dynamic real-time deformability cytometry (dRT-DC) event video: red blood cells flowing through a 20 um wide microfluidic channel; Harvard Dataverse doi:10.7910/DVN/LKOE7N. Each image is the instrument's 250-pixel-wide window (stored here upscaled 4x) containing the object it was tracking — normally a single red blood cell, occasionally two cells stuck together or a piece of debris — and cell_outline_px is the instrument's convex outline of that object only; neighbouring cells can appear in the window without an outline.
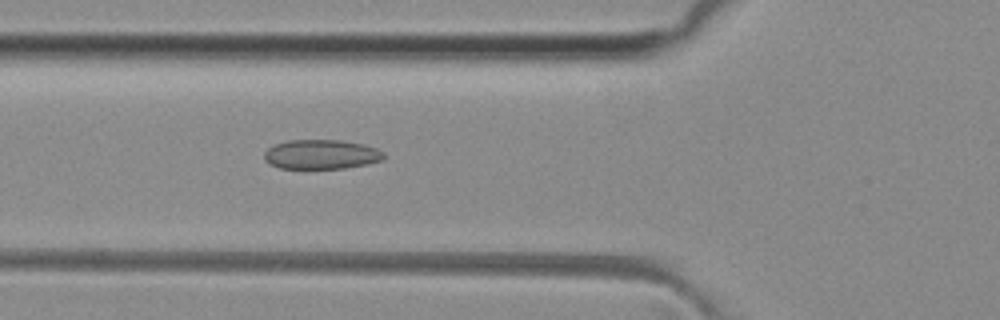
{"species": "common noctule bat (a hibernating species)", "species_latin": "Nyctalus noctula", "temperature_condition": "room temperature", "stored_images_in_passage": 36, "camera_frame_rate_fps": 3000, "um_per_image_px": 0.085, "animal": {"sex": "female", "body_mass_g": 29.2, "forearm_length_mm": 56.3}, "frame": {"image": 1, "passage_image": 11, "time_ms": 3.333, "image_size_px": [1000, 320], "cell_outline_px": [[384, 156], [380, 160], [368, 164], [344, 168], [280, 168], [268, 164], [264, 160], [264, 152], [268, 148], [276, 144], [288, 140], [340, 140], [364, 144], [376, 148], [384, 152]], "centroid_in_image_um": [27.28, 13.12], "position_along_channel_um": 98.5, "area_um2": 20.52}}
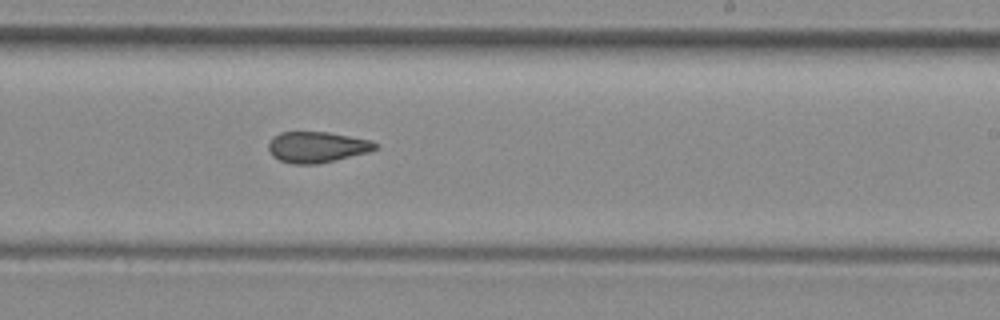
{"frame": {"image": 2, "passage_image": 23, "time_ms": 7.333, "image_size_px": [1000, 320], "cell_outline_px": [[380, 148], [368, 152], [320, 164], [292, 164], [280, 160], [272, 156], [268, 148], [268, 144], [280, 132], [328, 132], [372, 140]], "centroid_in_image_um": [26.97, 12.51], "position_along_channel_um": 262.0, "area_um2": 19.25}}
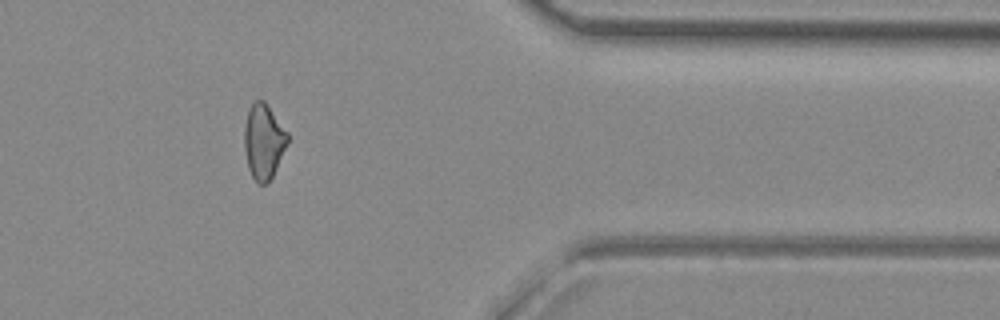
{"frame": {"image": 3, "passage_image": 34, "time_ms": 11.0, "image_size_px": [1000, 320], "cell_outline_px": [[288, 140], [276, 168], [272, 176], [264, 184], [256, 184], [248, 168], [244, 148], [244, 128], [248, 112], [252, 104], [256, 100], [264, 100], [288, 132]], "centroid_in_image_um": [22.39, 12.02], "position_along_channel_um": 389.0, "area_um2": 18.67}, "authors_computed_cell_mechanics": {"area_um2": 19.9121, "velocity_mm_per_s": 4.0861, "shape_relaxation_time_tau1_ms": null, "shape_relaxation_time_tau2_ms": 4.9124, "deformation_change_tau1": null, "deformation_change_tau2": 0.1294}}